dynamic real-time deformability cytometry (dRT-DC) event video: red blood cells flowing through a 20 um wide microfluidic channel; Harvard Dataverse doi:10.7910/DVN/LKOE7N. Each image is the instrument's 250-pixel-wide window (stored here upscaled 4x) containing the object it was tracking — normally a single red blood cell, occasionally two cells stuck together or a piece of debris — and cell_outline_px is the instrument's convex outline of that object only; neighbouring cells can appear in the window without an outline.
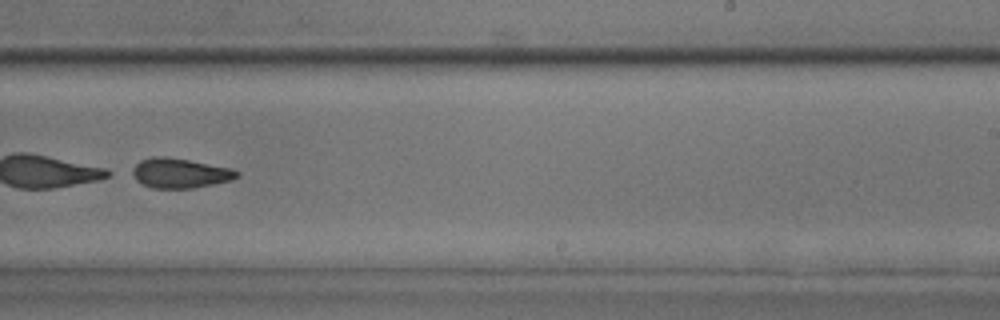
{"species": "common noctule bat (a hibernating species)", "species_latin": "Nyctalus noctula", "temperature_condition": "room temperature", "stored_images_in_passage": 47, "camera_frame_rate_fps": 3000, "um_per_image_px": 0.085, "animal": {"sex": "male", "body_mass_g": 17.9, "forearm_length_mm": 54.2}, "frame": {"image": 1, "passage_image": 34, "time_ms": 11.0, "image_size_px": [1000, 320], "cell_outline_px": [[240, 176], [232, 180], [192, 188], [152, 188], [136, 180], [128, 172], [140, 160], [152, 156], [164, 156], [188, 160], [232, 168], [240, 172]], "centroid_in_image_um": [15.27, 14.71], "position_along_channel_um": 273.7, "area_um2": 18.26}}